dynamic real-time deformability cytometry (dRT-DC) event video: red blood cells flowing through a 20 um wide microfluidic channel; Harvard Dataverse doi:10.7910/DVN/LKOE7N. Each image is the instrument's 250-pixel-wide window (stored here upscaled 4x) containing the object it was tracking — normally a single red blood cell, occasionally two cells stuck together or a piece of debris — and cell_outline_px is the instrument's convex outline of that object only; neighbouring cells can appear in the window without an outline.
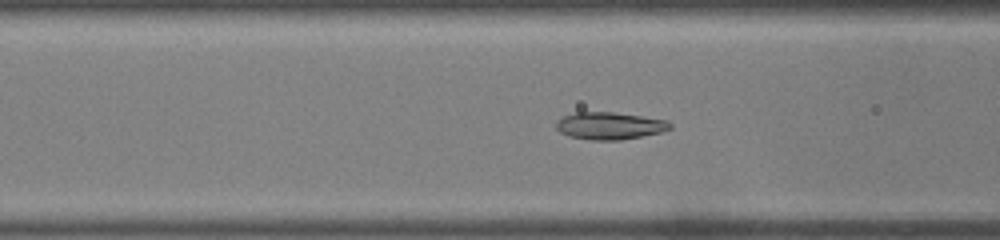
{"species": "common noctule bat (a hibernating species)", "species_latin": "Nyctalus noctula", "temperature_condition": "warm", "stored_images_in_passage": 51, "camera_frame_rate_fps": 3000, "um_per_image_px": 0.085, "animal": {"sex": "male", "body_mass_g": 19.0, "forearm_length_mm": 50.8}, "frame": {"image": 1, "passage_image": 20, "time_ms": 6.333, "image_size_px": [1000, 240], "cell_outline_px": [[672, 128], [660, 132], [620, 140], [592, 140], [568, 136], [560, 132], [556, 128], [556, 120], [564, 116], [576, 112], [612, 112], [668, 120], [672, 124]], "centroid_in_image_um": [51.8, 10.69], "position_along_channel_um": 114.8, "area_um2": 18.03}}
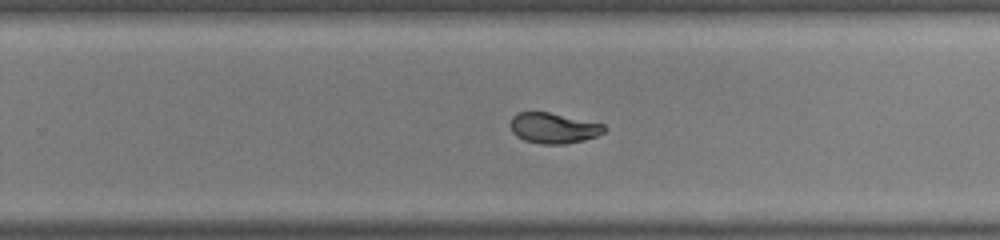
{"frame": {"image": 2, "passage_image": 33, "time_ms": 10.667, "image_size_px": [1000, 240], "cell_outline_px": [[608, 128], [604, 132], [596, 136], [584, 140], [564, 144], [540, 144], [524, 140], [516, 136], [512, 132], [508, 124], [512, 116], [520, 112], [548, 112], [604, 124]], "centroid_in_image_um": [47.02, 10.89], "position_along_channel_um": 282.8, "area_um2": 16.82}}
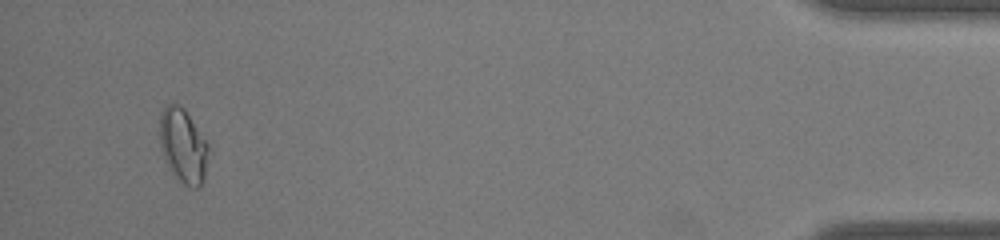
{"frame": {"image": 3, "passage_image": 49, "time_ms": 16.0, "image_size_px": [1000, 240], "cell_outline_px": [[208, 148], [204, 180], [200, 188], [192, 188], [176, 180], [160, 148], [160, 112], [168, 104], [180, 104], [184, 108], [208, 144]], "centroid_in_image_um": [15.56, 12.41], "position_along_channel_um": 419.6, "area_um2": 20.98}, "authors_computed_cell_mechanics": {"area_um2": 18.1492, "velocity_mm_per_s": 3.8835, "shape_relaxation_time_tau1_ms": 10.1723, "shape_relaxation_time_tau2_ms": null, "deformation_change_tau1": 0.2571, "deformation_change_tau2": null}}